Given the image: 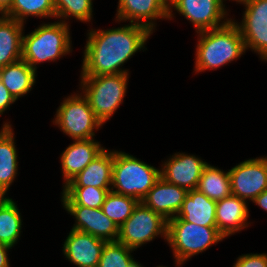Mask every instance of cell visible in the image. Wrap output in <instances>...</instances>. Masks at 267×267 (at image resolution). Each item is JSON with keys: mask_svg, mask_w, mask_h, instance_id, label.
<instances>
[{"mask_svg": "<svg viewBox=\"0 0 267 267\" xmlns=\"http://www.w3.org/2000/svg\"><path fill=\"white\" fill-rule=\"evenodd\" d=\"M80 77L129 73L120 67L145 48L152 32L145 26L129 23L107 30H88Z\"/></svg>", "mask_w": 267, "mask_h": 267, "instance_id": "obj_1", "label": "cell"}, {"mask_svg": "<svg viewBox=\"0 0 267 267\" xmlns=\"http://www.w3.org/2000/svg\"><path fill=\"white\" fill-rule=\"evenodd\" d=\"M231 19L226 25L198 33L195 73L216 70L238 60L246 52L239 27Z\"/></svg>", "mask_w": 267, "mask_h": 267, "instance_id": "obj_2", "label": "cell"}, {"mask_svg": "<svg viewBox=\"0 0 267 267\" xmlns=\"http://www.w3.org/2000/svg\"><path fill=\"white\" fill-rule=\"evenodd\" d=\"M24 34L21 59L35 71L38 64L57 61L72 51L69 25L60 20L42 23L31 33Z\"/></svg>", "mask_w": 267, "mask_h": 267, "instance_id": "obj_3", "label": "cell"}, {"mask_svg": "<svg viewBox=\"0 0 267 267\" xmlns=\"http://www.w3.org/2000/svg\"><path fill=\"white\" fill-rule=\"evenodd\" d=\"M160 178V169L131 154L113 150L111 191L142 201Z\"/></svg>", "mask_w": 267, "mask_h": 267, "instance_id": "obj_4", "label": "cell"}, {"mask_svg": "<svg viewBox=\"0 0 267 267\" xmlns=\"http://www.w3.org/2000/svg\"><path fill=\"white\" fill-rule=\"evenodd\" d=\"M82 94L96 118L106 123L114 115L127 92L129 73L80 77Z\"/></svg>", "mask_w": 267, "mask_h": 267, "instance_id": "obj_5", "label": "cell"}, {"mask_svg": "<svg viewBox=\"0 0 267 267\" xmlns=\"http://www.w3.org/2000/svg\"><path fill=\"white\" fill-rule=\"evenodd\" d=\"M224 239L217 227L197 225L181 218L167 221V243L173 251L177 267Z\"/></svg>", "mask_w": 267, "mask_h": 267, "instance_id": "obj_6", "label": "cell"}, {"mask_svg": "<svg viewBox=\"0 0 267 267\" xmlns=\"http://www.w3.org/2000/svg\"><path fill=\"white\" fill-rule=\"evenodd\" d=\"M55 115L53 124L72 140L92 139L102 126L82 92L64 98Z\"/></svg>", "mask_w": 267, "mask_h": 267, "instance_id": "obj_7", "label": "cell"}, {"mask_svg": "<svg viewBox=\"0 0 267 267\" xmlns=\"http://www.w3.org/2000/svg\"><path fill=\"white\" fill-rule=\"evenodd\" d=\"M158 236L167 241V220L139 202L131 216L119 227L117 241L137 250Z\"/></svg>", "mask_w": 267, "mask_h": 267, "instance_id": "obj_8", "label": "cell"}, {"mask_svg": "<svg viewBox=\"0 0 267 267\" xmlns=\"http://www.w3.org/2000/svg\"><path fill=\"white\" fill-rule=\"evenodd\" d=\"M225 7L224 0H168V20L174 16L173 8L192 23L196 32L216 29L232 19L227 17L229 13Z\"/></svg>", "mask_w": 267, "mask_h": 267, "instance_id": "obj_9", "label": "cell"}, {"mask_svg": "<svg viewBox=\"0 0 267 267\" xmlns=\"http://www.w3.org/2000/svg\"><path fill=\"white\" fill-rule=\"evenodd\" d=\"M232 195L253 201L267 189V156L245 160L229 169Z\"/></svg>", "mask_w": 267, "mask_h": 267, "instance_id": "obj_10", "label": "cell"}, {"mask_svg": "<svg viewBox=\"0 0 267 267\" xmlns=\"http://www.w3.org/2000/svg\"><path fill=\"white\" fill-rule=\"evenodd\" d=\"M242 22H235L243 37L245 48L259 54L267 62V0H246Z\"/></svg>", "mask_w": 267, "mask_h": 267, "instance_id": "obj_11", "label": "cell"}, {"mask_svg": "<svg viewBox=\"0 0 267 267\" xmlns=\"http://www.w3.org/2000/svg\"><path fill=\"white\" fill-rule=\"evenodd\" d=\"M207 162L195 155L175 153L162 163L160 177L165 181L189 190L197 188Z\"/></svg>", "mask_w": 267, "mask_h": 267, "instance_id": "obj_12", "label": "cell"}, {"mask_svg": "<svg viewBox=\"0 0 267 267\" xmlns=\"http://www.w3.org/2000/svg\"><path fill=\"white\" fill-rule=\"evenodd\" d=\"M75 218L72 229L91 234L105 242L117 241L119 227L106 216L102 208H89L82 205H63Z\"/></svg>", "mask_w": 267, "mask_h": 267, "instance_id": "obj_13", "label": "cell"}, {"mask_svg": "<svg viewBox=\"0 0 267 267\" xmlns=\"http://www.w3.org/2000/svg\"><path fill=\"white\" fill-rule=\"evenodd\" d=\"M168 0H119L116 22L129 21L147 27L152 33L157 19H168Z\"/></svg>", "mask_w": 267, "mask_h": 267, "instance_id": "obj_14", "label": "cell"}, {"mask_svg": "<svg viewBox=\"0 0 267 267\" xmlns=\"http://www.w3.org/2000/svg\"><path fill=\"white\" fill-rule=\"evenodd\" d=\"M105 241L71 229L63 244V254L78 267H98Z\"/></svg>", "mask_w": 267, "mask_h": 267, "instance_id": "obj_15", "label": "cell"}, {"mask_svg": "<svg viewBox=\"0 0 267 267\" xmlns=\"http://www.w3.org/2000/svg\"><path fill=\"white\" fill-rule=\"evenodd\" d=\"M187 192L160 177L141 202L168 221L181 210Z\"/></svg>", "mask_w": 267, "mask_h": 267, "instance_id": "obj_16", "label": "cell"}, {"mask_svg": "<svg viewBox=\"0 0 267 267\" xmlns=\"http://www.w3.org/2000/svg\"><path fill=\"white\" fill-rule=\"evenodd\" d=\"M60 155L64 186L77 176L105 148L95 139L73 140Z\"/></svg>", "mask_w": 267, "mask_h": 267, "instance_id": "obj_17", "label": "cell"}, {"mask_svg": "<svg viewBox=\"0 0 267 267\" xmlns=\"http://www.w3.org/2000/svg\"><path fill=\"white\" fill-rule=\"evenodd\" d=\"M248 202L235 195L216 201V225L219 233L227 238L242 231L250 224Z\"/></svg>", "mask_w": 267, "mask_h": 267, "instance_id": "obj_18", "label": "cell"}, {"mask_svg": "<svg viewBox=\"0 0 267 267\" xmlns=\"http://www.w3.org/2000/svg\"><path fill=\"white\" fill-rule=\"evenodd\" d=\"M113 151L104 149L77 176L65 186H93L111 188Z\"/></svg>", "mask_w": 267, "mask_h": 267, "instance_id": "obj_19", "label": "cell"}, {"mask_svg": "<svg viewBox=\"0 0 267 267\" xmlns=\"http://www.w3.org/2000/svg\"><path fill=\"white\" fill-rule=\"evenodd\" d=\"M215 211L216 201L194 189L187 192L181 210L174 218H181L197 225L217 227Z\"/></svg>", "mask_w": 267, "mask_h": 267, "instance_id": "obj_20", "label": "cell"}, {"mask_svg": "<svg viewBox=\"0 0 267 267\" xmlns=\"http://www.w3.org/2000/svg\"><path fill=\"white\" fill-rule=\"evenodd\" d=\"M12 125L6 121L0 130V194L6 196L18 171V155Z\"/></svg>", "mask_w": 267, "mask_h": 267, "instance_id": "obj_21", "label": "cell"}, {"mask_svg": "<svg viewBox=\"0 0 267 267\" xmlns=\"http://www.w3.org/2000/svg\"><path fill=\"white\" fill-rule=\"evenodd\" d=\"M24 23L0 17V68L21 60Z\"/></svg>", "mask_w": 267, "mask_h": 267, "instance_id": "obj_22", "label": "cell"}, {"mask_svg": "<svg viewBox=\"0 0 267 267\" xmlns=\"http://www.w3.org/2000/svg\"><path fill=\"white\" fill-rule=\"evenodd\" d=\"M36 76V71L22 59L0 68V80L16 101L31 91Z\"/></svg>", "mask_w": 267, "mask_h": 267, "instance_id": "obj_23", "label": "cell"}, {"mask_svg": "<svg viewBox=\"0 0 267 267\" xmlns=\"http://www.w3.org/2000/svg\"><path fill=\"white\" fill-rule=\"evenodd\" d=\"M16 202L3 196L0 199V243L14 247L20 238L22 218Z\"/></svg>", "mask_w": 267, "mask_h": 267, "instance_id": "obj_24", "label": "cell"}, {"mask_svg": "<svg viewBox=\"0 0 267 267\" xmlns=\"http://www.w3.org/2000/svg\"><path fill=\"white\" fill-rule=\"evenodd\" d=\"M196 189L214 201L230 196L232 192L229 171H223L208 163Z\"/></svg>", "mask_w": 267, "mask_h": 267, "instance_id": "obj_25", "label": "cell"}, {"mask_svg": "<svg viewBox=\"0 0 267 267\" xmlns=\"http://www.w3.org/2000/svg\"><path fill=\"white\" fill-rule=\"evenodd\" d=\"M111 188L93 186H63L62 205H82L89 208H102Z\"/></svg>", "mask_w": 267, "mask_h": 267, "instance_id": "obj_26", "label": "cell"}, {"mask_svg": "<svg viewBox=\"0 0 267 267\" xmlns=\"http://www.w3.org/2000/svg\"><path fill=\"white\" fill-rule=\"evenodd\" d=\"M26 23L29 16L56 18L55 0H14L11 10L5 15Z\"/></svg>", "mask_w": 267, "mask_h": 267, "instance_id": "obj_27", "label": "cell"}, {"mask_svg": "<svg viewBox=\"0 0 267 267\" xmlns=\"http://www.w3.org/2000/svg\"><path fill=\"white\" fill-rule=\"evenodd\" d=\"M139 202L131 196L109 191L102 204V210L106 216L120 227L131 216Z\"/></svg>", "mask_w": 267, "mask_h": 267, "instance_id": "obj_28", "label": "cell"}, {"mask_svg": "<svg viewBox=\"0 0 267 267\" xmlns=\"http://www.w3.org/2000/svg\"><path fill=\"white\" fill-rule=\"evenodd\" d=\"M56 19L68 23L69 18L81 22H91L93 17L92 0H55ZM63 19V20H62Z\"/></svg>", "mask_w": 267, "mask_h": 267, "instance_id": "obj_29", "label": "cell"}, {"mask_svg": "<svg viewBox=\"0 0 267 267\" xmlns=\"http://www.w3.org/2000/svg\"><path fill=\"white\" fill-rule=\"evenodd\" d=\"M135 251L118 241L106 242L98 267H128L133 259L131 253Z\"/></svg>", "mask_w": 267, "mask_h": 267, "instance_id": "obj_30", "label": "cell"}, {"mask_svg": "<svg viewBox=\"0 0 267 267\" xmlns=\"http://www.w3.org/2000/svg\"><path fill=\"white\" fill-rule=\"evenodd\" d=\"M232 267H267V254H242Z\"/></svg>", "mask_w": 267, "mask_h": 267, "instance_id": "obj_31", "label": "cell"}, {"mask_svg": "<svg viewBox=\"0 0 267 267\" xmlns=\"http://www.w3.org/2000/svg\"><path fill=\"white\" fill-rule=\"evenodd\" d=\"M14 102H16V100L0 80V116L3 115Z\"/></svg>", "mask_w": 267, "mask_h": 267, "instance_id": "obj_32", "label": "cell"}, {"mask_svg": "<svg viewBox=\"0 0 267 267\" xmlns=\"http://www.w3.org/2000/svg\"><path fill=\"white\" fill-rule=\"evenodd\" d=\"M11 247L0 243V267H10L8 259V251Z\"/></svg>", "mask_w": 267, "mask_h": 267, "instance_id": "obj_33", "label": "cell"}, {"mask_svg": "<svg viewBox=\"0 0 267 267\" xmlns=\"http://www.w3.org/2000/svg\"><path fill=\"white\" fill-rule=\"evenodd\" d=\"M252 202L267 212V189L262 191Z\"/></svg>", "mask_w": 267, "mask_h": 267, "instance_id": "obj_34", "label": "cell"}, {"mask_svg": "<svg viewBox=\"0 0 267 267\" xmlns=\"http://www.w3.org/2000/svg\"><path fill=\"white\" fill-rule=\"evenodd\" d=\"M14 0H0V12L5 16L12 8Z\"/></svg>", "mask_w": 267, "mask_h": 267, "instance_id": "obj_35", "label": "cell"}, {"mask_svg": "<svg viewBox=\"0 0 267 267\" xmlns=\"http://www.w3.org/2000/svg\"><path fill=\"white\" fill-rule=\"evenodd\" d=\"M128 267H144V266H142L140 263H138L137 261H135V259L133 258L129 262Z\"/></svg>", "mask_w": 267, "mask_h": 267, "instance_id": "obj_36", "label": "cell"}, {"mask_svg": "<svg viewBox=\"0 0 267 267\" xmlns=\"http://www.w3.org/2000/svg\"><path fill=\"white\" fill-rule=\"evenodd\" d=\"M225 1V0H224ZM230 1V0H229ZM232 1V0H231ZM233 1H236L237 3H243L244 1H246V0H233Z\"/></svg>", "mask_w": 267, "mask_h": 267, "instance_id": "obj_37", "label": "cell"}]
</instances>
